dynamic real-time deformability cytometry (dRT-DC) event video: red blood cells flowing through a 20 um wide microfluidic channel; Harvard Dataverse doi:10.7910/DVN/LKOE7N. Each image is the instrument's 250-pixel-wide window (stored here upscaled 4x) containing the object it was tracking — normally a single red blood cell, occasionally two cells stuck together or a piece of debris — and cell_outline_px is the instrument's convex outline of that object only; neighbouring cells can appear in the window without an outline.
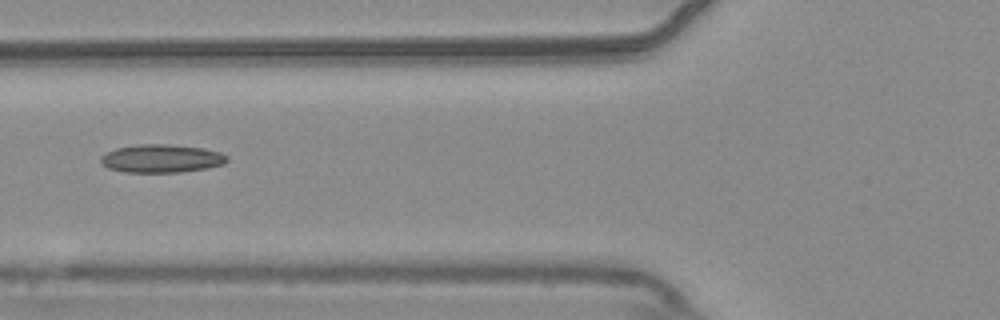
{"species": "common noctule bat (a hibernating species)", "species_latin": "Nyctalus noctula", "temperature_condition": "warm", "stored_images_in_passage": 6, "camera_frame_rate_fps": 3000, "um_per_image_px": 0.085, "animal": {"sex": "male", "body_mass_g": 20.4}, "frame": {"image": 1, "passage_image": 4, "time_ms": 1.0, "image_size_px": [1000, 320], "cell_outline_px": [[228, 160], [224, 164], [208, 168], [180, 172], [124, 172], [108, 168], [100, 164], [100, 156], [116, 148], [140, 144], [164, 144], [204, 148], [220, 152], [228, 156]], "centroid_in_image_um": [13.72, 13.48], "position_along_channel_um": 112.1, "area_um2": 20.81}}